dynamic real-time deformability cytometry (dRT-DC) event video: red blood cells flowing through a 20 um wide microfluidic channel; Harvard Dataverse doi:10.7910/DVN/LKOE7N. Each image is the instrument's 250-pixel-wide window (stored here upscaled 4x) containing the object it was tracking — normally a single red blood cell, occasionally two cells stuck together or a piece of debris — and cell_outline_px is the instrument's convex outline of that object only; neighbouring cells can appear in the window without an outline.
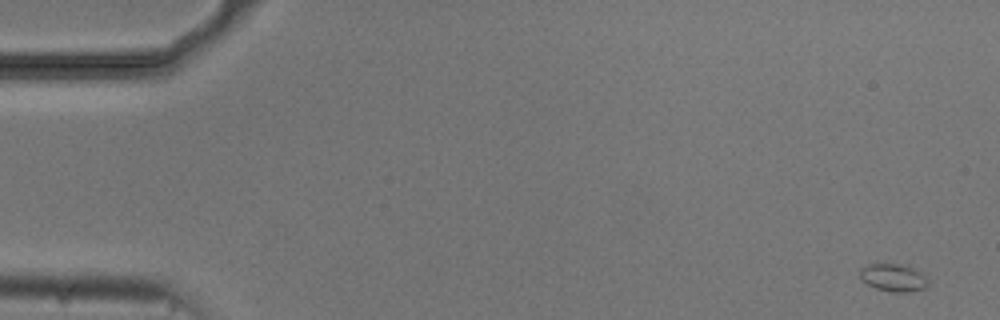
{"species": "common noctule bat (a hibernating species)", "species_latin": "Nyctalus noctula", "temperature_condition": "cold", "stored_images_in_passage": 54, "camera_frame_rate_fps": 3000, "um_per_image_px": 0.085, "animal": {"sex": "male", "body_mass_g": 20.5, "forearm_length_mm": 52.5}, "frame": {"image": 1, "passage_image": 1, "time_ms": 0.0, "image_size_px": [1000, 320], "cell_outline_px": [[928, 284], [924, 288], [912, 292], [892, 292], [876, 288], [868, 284], [860, 276], [860, 268], [868, 264], [896, 264], [912, 268], [920, 272], [928, 280]], "centroid_in_image_um": [75.94, 23.61], "position_along_channel_um": 9.1, "area_um2": 10.75}}
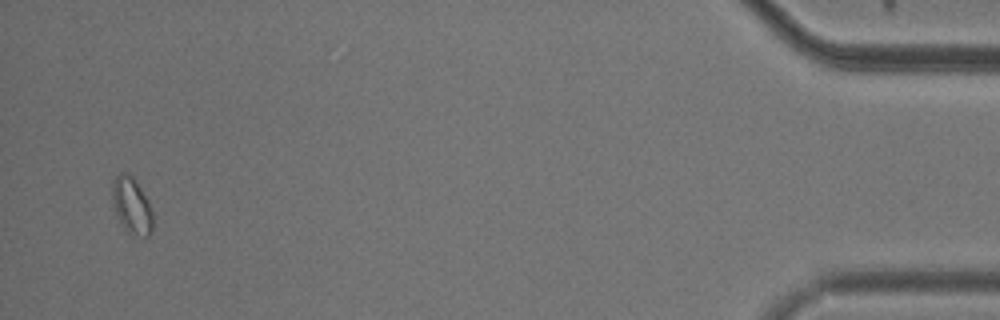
{"frame": {"image": 2, "passage_image": 52, "time_ms": 17.0, "image_size_px": [1000, 320], "cell_outline_px": [[152, 232], [148, 236], [144, 236], [124, 228], [112, 204], [112, 184], [116, 176], [120, 172], [124, 172], [132, 176], [136, 180], [148, 200], [152, 212]], "centroid_in_image_um": [11.19, 17.41], "position_along_channel_um": 424.0, "area_um2": 13.01}}